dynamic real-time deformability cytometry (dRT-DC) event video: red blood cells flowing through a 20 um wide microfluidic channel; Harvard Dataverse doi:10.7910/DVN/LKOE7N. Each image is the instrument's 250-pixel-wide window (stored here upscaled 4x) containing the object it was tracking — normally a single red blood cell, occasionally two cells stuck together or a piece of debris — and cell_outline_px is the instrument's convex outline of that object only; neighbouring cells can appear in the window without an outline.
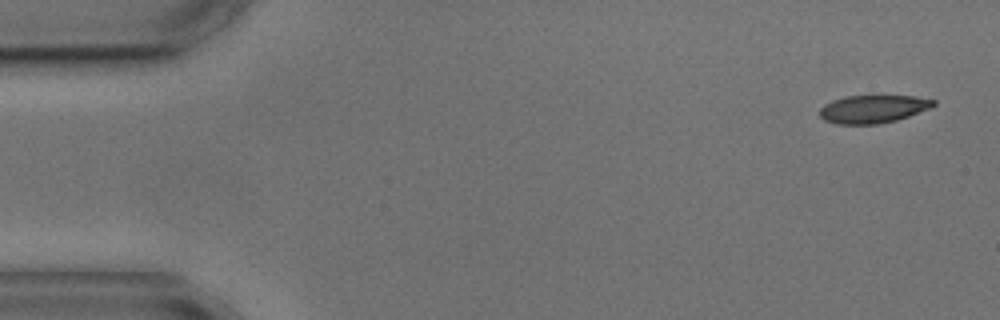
{"species": "common noctule bat (a hibernating species)", "species_latin": "Nyctalus noctula", "temperature_condition": "cold", "stored_images_in_passage": 4, "camera_frame_rate_fps": 3000, "um_per_image_px": 0.085, "animal": {"sex": "male", "body_mass_g": 17.9, "forearm_length_mm": 54.2}, "frame": {"image": 1, "passage_image": 1, "time_ms": 0.0, "image_size_px": [1000, 320], "cell_outline_px": [[936, 104], [932, 108], [896, 120], [876, 124], [836, 124], [824, 120], [820, 116], [820, 108], [824, 104], [832, 100], [848, 96], [872, 92], [916, 96], [936, 100]], "centroid_in_image_um": [74.25, 9.2], "position_along_channel_um": 10.8, "area_um2": 19.54}}
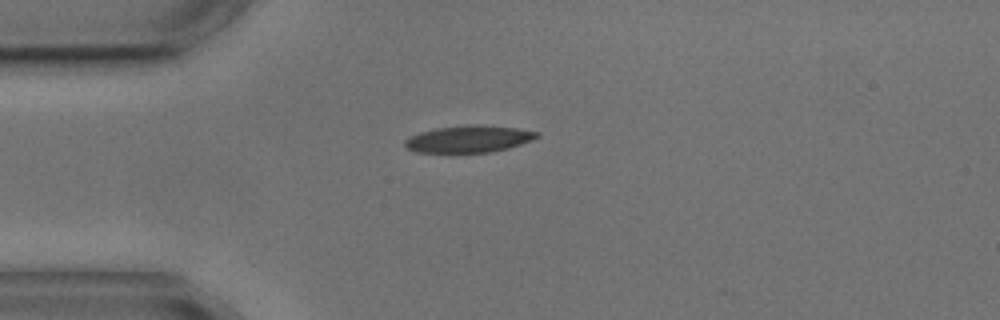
{"frame": {"image": 2, "passage_image": 4, "time_ms": 3.667, "image_size_px": [1000, 320], "cell_outline_px": [[540, 136], [532, 140], [508, 148], [488, 152], [416, 152], [408, 148], [404, 144], [404, 140], [420, 132], [436, 128], [472, 124], [476, 124], [516, 128], [540, 132]], "centroid_in_image_um": [39.87, 11.8], "position_along_channel_um": 45.1, "area_um2": 20.52}}